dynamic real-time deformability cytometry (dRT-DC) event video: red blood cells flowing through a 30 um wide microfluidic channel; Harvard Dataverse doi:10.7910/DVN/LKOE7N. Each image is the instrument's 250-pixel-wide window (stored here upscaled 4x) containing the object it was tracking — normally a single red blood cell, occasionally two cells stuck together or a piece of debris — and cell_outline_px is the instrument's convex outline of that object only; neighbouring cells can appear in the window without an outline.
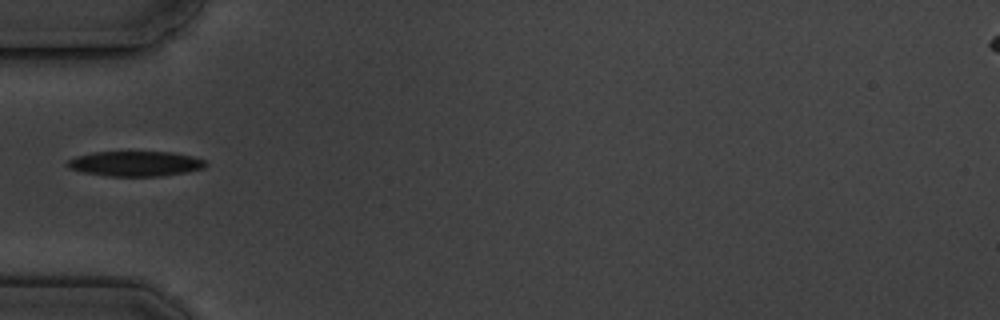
{"species": "common noctule bat (a hibernating species)", "species_latin": "Nyctalus noctula", "temperature_condition": "cold", "stored_images_in_passage": 5, "camera_frame_rate_fps": 3000, "um_per_image_px": 0.085, "animal": {"sex": "male", "body_mass_g": 19.5, "forearm_length_mm": 54.6}, "frame": {"image": 1, "passage_image": 1, "time_ms": 0.0, "image_size_px": [1000, 320], "cell_outline_px": [[208, 164], [204, 168], [188, 172], [160, 176], [108, 176], [84, 172], [68, 168], [68, 160], [76, 156], [92, 152], [172, 152], [192, 156], [204, 160]], "centroid_in_image_um": [11.54, 13.91], "position_along_channel_um": 73.5, "area_um2": 20.17}}
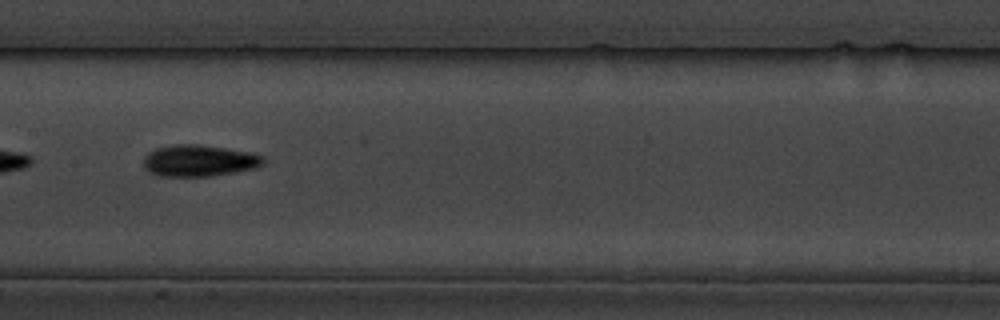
{"frame": {"image": 2, "passage_image": 4, "time_ms": 3.333, "image_size_px": [1000, 320], "cell_outline_px": [[268, 160], [264, 164], [256, 168], [212, 176], [160, 176], [148, 172], [144, 168], [144, 156], [148, 152], [156, 148], [172, 144], [200, 144], [252, 152], [264, 156]], "centroid_in_image_um": [16.95, 13.65], "position_along_channel_um": 190.4, "area_um2": 22.43}}